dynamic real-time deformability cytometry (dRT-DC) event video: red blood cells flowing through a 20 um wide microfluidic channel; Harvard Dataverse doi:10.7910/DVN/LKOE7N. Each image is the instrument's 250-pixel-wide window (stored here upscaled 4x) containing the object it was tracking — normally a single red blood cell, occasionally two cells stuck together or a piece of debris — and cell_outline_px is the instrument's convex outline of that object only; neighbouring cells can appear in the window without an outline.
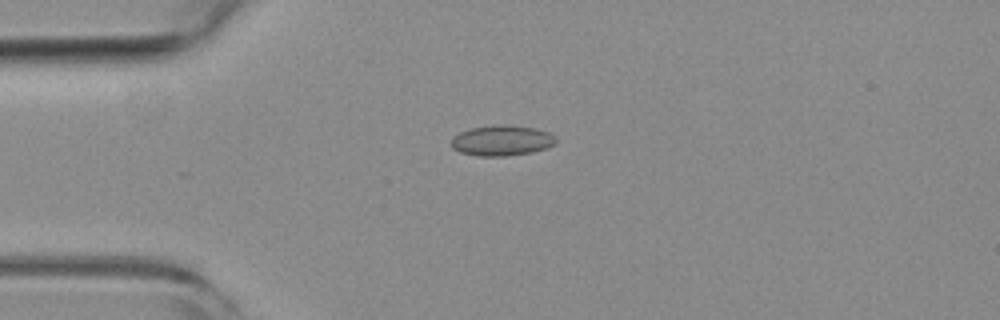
{"species": "common noctule bat (a hibernating species)", "species_latin": "Nyctalus noctula", "temperature_condition": "room temperature", "stored_images_in_passage": 43, "camera_frame_rate_fps": 3000, "um_per_image_px": 0.085, "animal": {"sex": "female", "body_mass_g": 19.3, "forearm_length_mm": 54.1}, "frame": {"image": 1, "passage_image": 2, "time_ms": 0.333, "image_size_px": [1000, 320], "cell_outline_px": [[556, 144], [532, 152], [504, 156], [476, 156], [460, 152], [452, 148], [452, 136], [460, 132], [472, 128], [504, 124], [536, 128], [548, 132], [556, 136]], "centroid_in_image_um": [42.66, 11.94], "position_along_channel_um": 42.3, "area_um2": 18.55}}
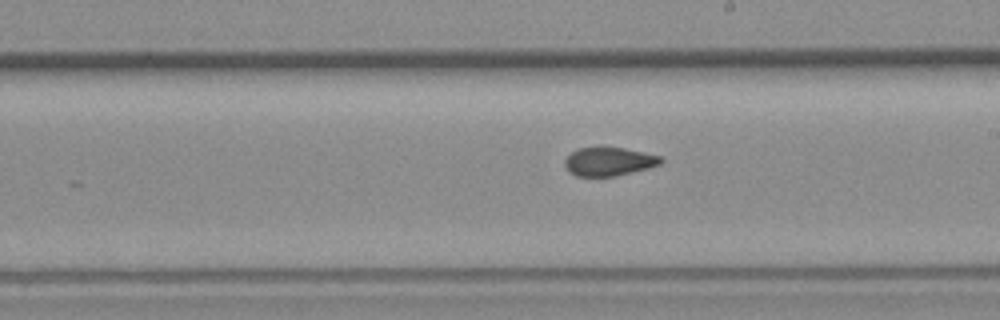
{"frame": {"image": 2, "passage_image": 19, "time_ms": 6.0, "image_size_px": [1000, 320], "cell_outline_px": [[664, 160], [660, 164], [648, 168], [616, 176], [576, 176], [568, 172], [564, 164], [564, 160], [572, 152], [580, 148], [600, 144], [624, 148], [660, 156]], "centroid_in_image_um": [51.72, 13.7], "position_along_channel_um": 237.3, "area_um2": 16.42}}
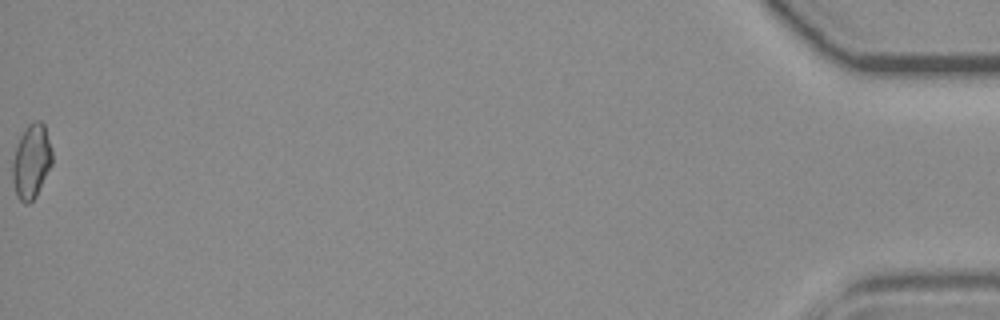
{"frame": {"image": 3, "passage_image": 43, "time_ms": 14.0, "image_size_px": [1000, 320], "cell_outline_px": [[52, 164], [36, 196], [28, 204], [24, 204], [16, 196], [12, 180], [12, 160], [16, 144], [20, 136], [28, 124], [36, 120], [40, 120], [44, 124], [52, 152]], "centroid_in_image_um": [2.65, 13.72], "position_along_channel_um": 432.6, "area_um2": 17.28}, "authors_computed_cell_mechanics": {"area_um2": 16.6464, "velocity_mm_per_s": 3.8016, "shape_relaxation_time_tau1_ms": null, "shape_relaxation_time_tau2_ms": 2.3222, "deformation_change_tau1": null, "deformation_change_tau2": 0.0656}}